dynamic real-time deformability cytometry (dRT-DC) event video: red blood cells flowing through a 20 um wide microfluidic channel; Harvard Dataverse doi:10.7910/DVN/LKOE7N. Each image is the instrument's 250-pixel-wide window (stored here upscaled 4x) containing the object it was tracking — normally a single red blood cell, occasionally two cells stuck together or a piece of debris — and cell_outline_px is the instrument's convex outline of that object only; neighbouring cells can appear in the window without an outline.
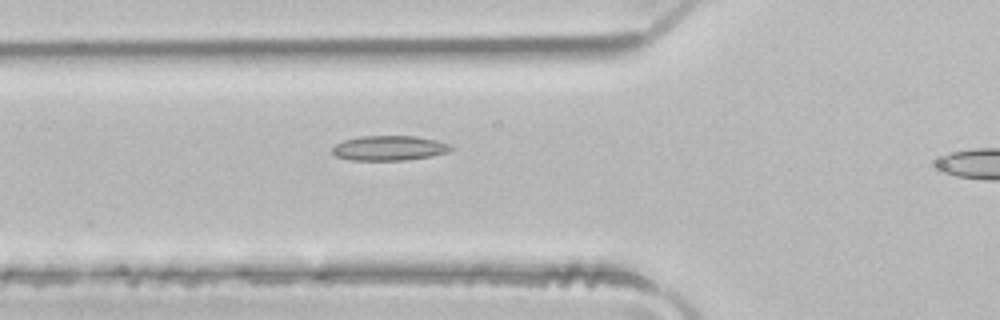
{"species": "common noctule bat (a hibernating species)", "species_latin": "Nyctalus noctula", "temperature_condition": "room temperature", "stored_images_in_passage": 3, "camera_frame_rate_fps": 3000, "um_per_image_px": 0.085, "animal": {"sex": "male", "body_mass_g": 21.5, "forearm_length_mm": 52.0}, "frame": {"image": 1, "passage_image": 2, "time_ms": 0.333, "image_size_px": [1000, 320], "cell_outline_px": [[456, 148], [448, 152], [432, 156], [408, 160], [352, 160], [336, 156], [332, 152], [332, 148], [336, 144], [344, 140], [360, 136], [416, 136], [436, 140], [452, 144]], "centroid_in_image_um": [33.15, 12.58], "position_along_channel_um": 92.7, "area_um2": 17.34}}